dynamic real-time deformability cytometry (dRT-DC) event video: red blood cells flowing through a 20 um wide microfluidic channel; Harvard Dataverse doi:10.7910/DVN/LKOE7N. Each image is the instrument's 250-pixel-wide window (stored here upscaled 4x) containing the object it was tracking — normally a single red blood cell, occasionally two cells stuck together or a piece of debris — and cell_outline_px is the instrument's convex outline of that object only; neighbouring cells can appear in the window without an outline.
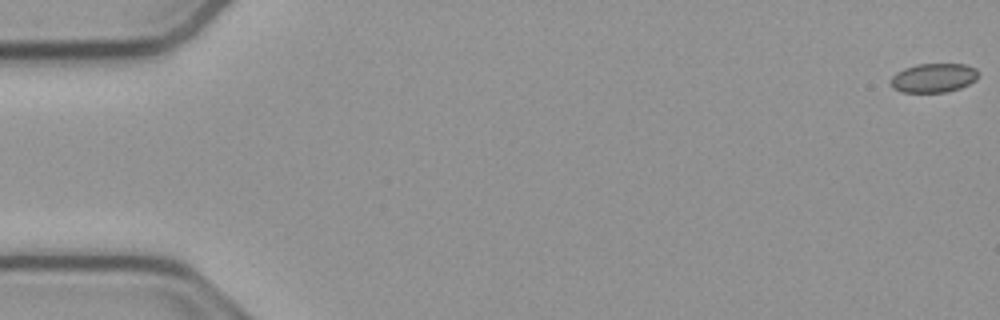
{"species": "common noctule bat (a hibernating species)", "species_latin": "Nyctalus noctula", "temperature_condition": "cold", "stored_images_in_passage": 15, "camera_frame_rate_fps": 3000, "um_per_image_px": 0.085, "animal": {"sex": "male", "body_mass_g": 23.1, "forearm_length_mm": 52.7}, "frame": {"image": 1, "passage_image": 1, "time_ms": 0.0, "image_size_px": [1000, 320], "cell_outline_px": [[976, 80], [960, 88], [948, 92], [900, 92], [892, 88], [892, 76], [896, 72], [904, 68], [916, 64], [964, 64], [976, 68]], "centroid_in_image_um": [79.33, 6.62], "position_along_channel_um": 5.7, "area_um2": 14.8}}
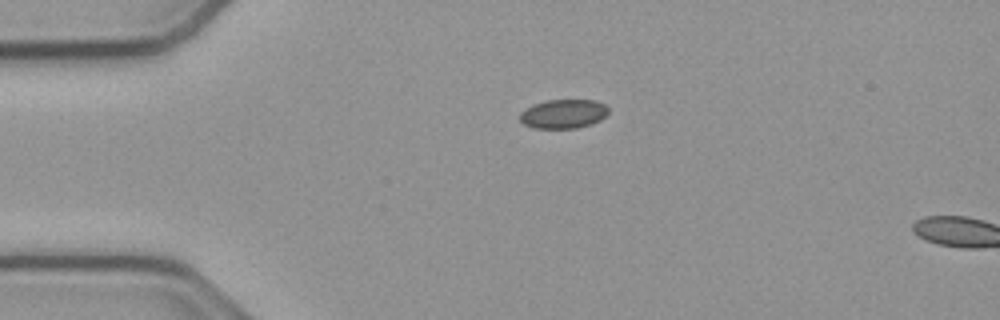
{"frame": {"image": 2, "passage_image": 13, "time_ms": 4.0, "image_size_px": [1000, 320], "cell_outline_px": [[608, 112], [600, 120], [592, 124], [576, 128], [532, 128], [524, 124], [520, 120], [520, 112], [532, 104], [548, 100], [596, 100], [604, 104], [608, 108]], "centroid_in_image_um": [47.88, 9.68], "position_along_channel_um": 37.1, "area_um2": 15.03}}